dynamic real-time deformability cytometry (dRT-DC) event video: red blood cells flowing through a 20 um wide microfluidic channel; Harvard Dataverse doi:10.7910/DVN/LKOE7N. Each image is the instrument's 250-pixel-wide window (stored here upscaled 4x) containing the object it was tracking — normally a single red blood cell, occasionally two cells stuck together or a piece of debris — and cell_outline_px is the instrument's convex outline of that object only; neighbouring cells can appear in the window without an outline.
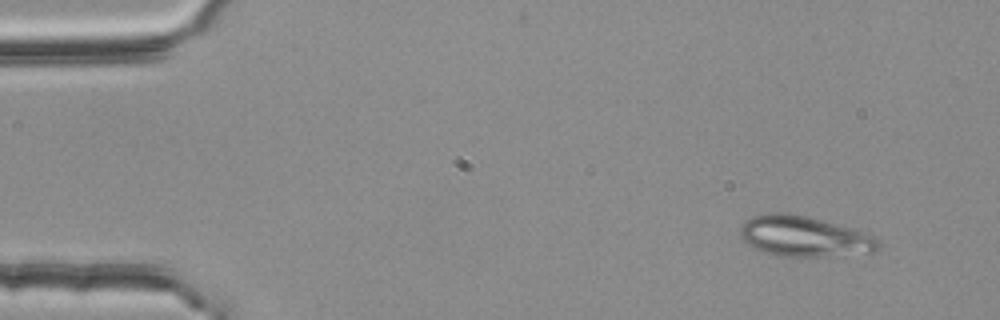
{"species": "common noctule bat (a hibernating species)", "species_latin": "Nyctalus noctula", "temperature_condition": "room temperature", "stored_images_in_passage": 3, "camera_frame_rate_fps": 3000, "um_per_image_px": 0.085, "animal": {"sex": "female", "body_mass_g": 25.1}, "frame": {"image": 1, "passage_image": 1, "time_ms": 0.0, "image_size_px": [1000, 320], "cell_outline_px": [[880, 248], [876, 252], [824, 256], [776, 256], [764, 252], [748, 244], [740, 236], [740, 228], [752, 216], [772, 212], [788, 212], [808, 216], [876, 236], [880, 244]], "centroid_in_image_um": [68.36, 20.09], "position_along_channel_um": 16.6, "area_um2": 32.43}}